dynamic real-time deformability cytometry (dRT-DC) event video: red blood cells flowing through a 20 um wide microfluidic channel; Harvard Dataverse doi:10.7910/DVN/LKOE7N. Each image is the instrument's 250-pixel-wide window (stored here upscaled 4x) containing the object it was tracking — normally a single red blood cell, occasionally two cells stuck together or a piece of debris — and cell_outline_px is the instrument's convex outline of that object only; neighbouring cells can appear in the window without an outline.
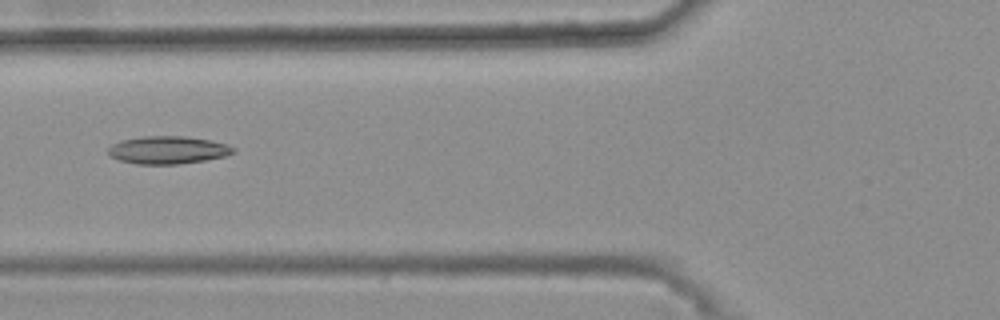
{"species": "common noctule bat (a hibernating species)", "species_latin": "Nyctalus noctula", "temperature_condition": "warm", "stored_images_in_passage": 49, "camera_frame_rate_fps": 3000, "um_per_image_px": 0.085, "animal": {"sex": "female", "body_mass_g": 25.1}, "frame": {"image": 1, "passage_image": 21, "time_ms": 6.667, "image_size_px": [1000, 320], "cell_outline_px": [[236, 152], [224, 156], [204, 160], [176, 164], [136, 164], [120, 160], [112, 156], [108, 152], [108, 148], [112, 144], [120, 140], [144, 136], [184, 136], [208, 140], [228, 144], [236, 148]], "centroid_in_image_um": [14.28, 12.74], "position_along_channel_um": 111.5, "area_um2": 20.11}}
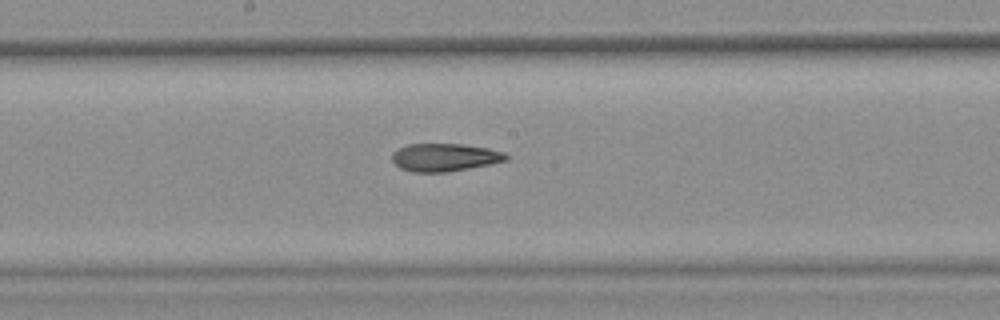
{"frame": {"image": 2, "passage_image": 29, "time_ms": 9.333, "image_size_px": [1000, 320], "cell_outline_px": [[508, 160], [448, 172], [412, 172], [400, 168], [392, 160], [392, 152], [408, 144], [460, 144], [488, 148], [504, 152], [508, 156]], "centroid_in_image_um": [37.78, 13.37], "position_along_channel_um": 210.4, "area_um2": 18.38}}
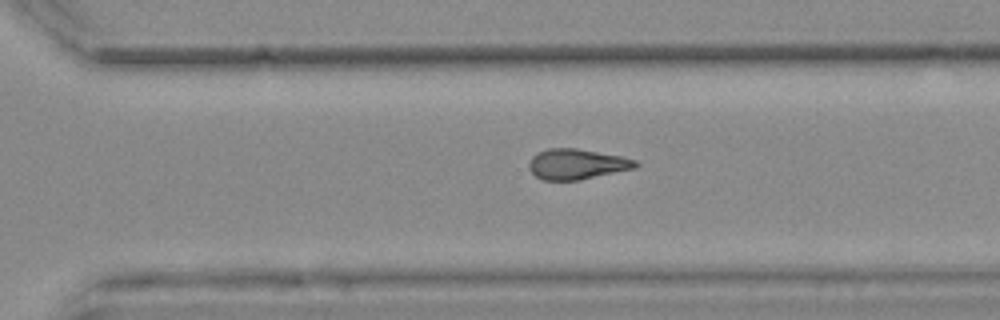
{"frame": {"image": 3, "passage_image": 38, "time_ms": 12.333, "image_size_px": [1000, 320], "cell_outline_px": [[640, 164], [636, 168], [580, 180], [544, 180], [536, 176], [528, 168], [528, 164], [532, 156], [536, 152], [548, 148], [576, 148], [620, 156], [636, 160]], "centroid_in_image_um": [49.02, 13.95], "position_along_channel_um": 321.6, "area_um2": 18.96}, "authors_computed_cell_mechanics": {"area_um2": 18.9584, "velocity_mm_per_s": 3.7113, "shape_relaxation_time_tau1_ms": null, "shape_relaxation_time_tau2_ms": 4.235, "deformation_change_tau1": null, "deformation_change_tau2": 0.1398}}